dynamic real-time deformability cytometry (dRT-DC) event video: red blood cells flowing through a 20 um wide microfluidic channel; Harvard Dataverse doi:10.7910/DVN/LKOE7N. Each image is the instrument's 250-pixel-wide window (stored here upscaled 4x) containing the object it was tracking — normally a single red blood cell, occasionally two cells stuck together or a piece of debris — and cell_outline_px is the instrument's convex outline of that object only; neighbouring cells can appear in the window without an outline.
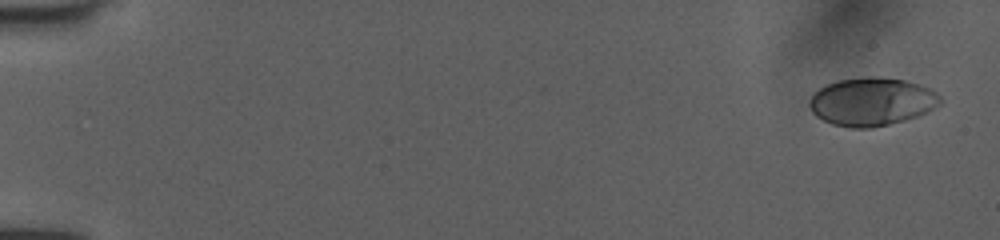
{"species": "human", "species_latin": "Homo sapiens", "temperature_condition": "room temperature", "stored_images_in_passage": 7, "camera_frame_rate_fps": 3000, "um_per_image_px": 0.085, "donor": {"sex": "female"}, "frame": {"image": 1, "passage_image": 1, "time_ms": 0.0, "image_size_px": [1000, 240], "cell_outline_px": [[944, 100], [940, 104], [928, 112], [920, 116], [888, 124], [868, 128], [852, 128], [832, 124], [816, 116], [812, 112], [808, 104], [812, 96], [820, 88], [836, 80], [868, 76], [904, 80], [920, 84], [932, 88]], "centroid_in_image_um": [74.14, 8.64], "position_along_channel_um": 10.9, "area_um2": 36.82}}
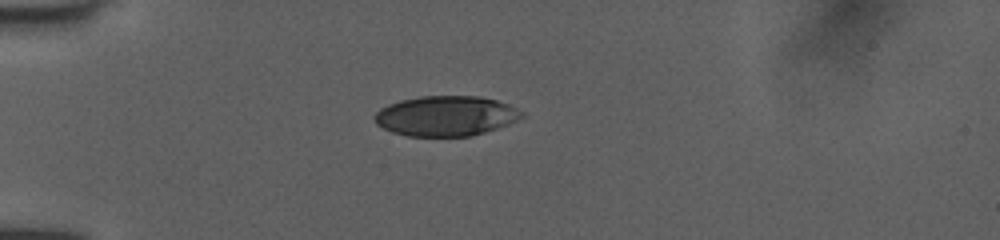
{"frame": {"image": 2, "passage_image": 6, "time_ms": 1.667, "image_size_px": [1000, 240], "cell_outline_px": [[524, 116], [508, 124], [484, 132], [468, 136], [408, 136], [392, 132], [376, 124], [372, 116], [380, 108], [388, 104], [400, 100], [420, 96], [480, 96], [496, 100], [508, 104], [524, 112]], "centroid_in_image_um": [37.87, 9.84], "position_along_channel_um": 47.1, "area_um2": 34.39}}